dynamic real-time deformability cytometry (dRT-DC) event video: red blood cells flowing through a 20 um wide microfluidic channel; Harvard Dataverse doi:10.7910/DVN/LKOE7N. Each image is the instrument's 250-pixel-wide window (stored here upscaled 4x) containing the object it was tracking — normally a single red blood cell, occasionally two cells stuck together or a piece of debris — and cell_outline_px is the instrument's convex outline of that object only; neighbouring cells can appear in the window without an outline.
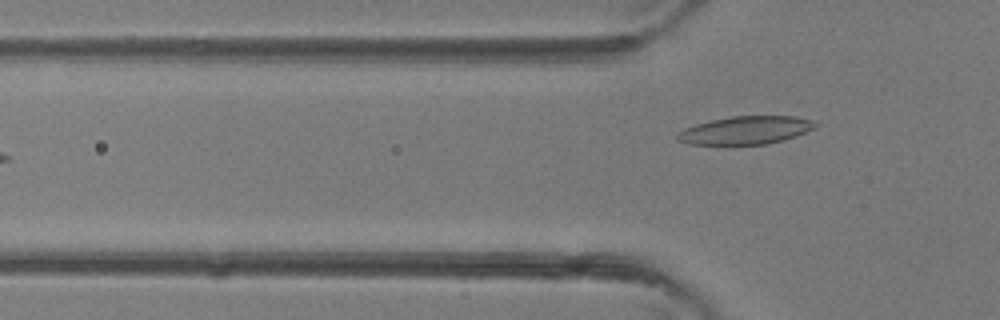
{"species": "common noctule bat (a hibernating species)", "species_latin": "Nyctalus noctula", "temperature_condition": "room temperature", "stored_images_in_passage": 4, "camera_frame_rate_fps": 3000, "um_per_image_px": 0.085, "animal": {"sex": "female"}, "frame": {"image": 1, "passage_image": 4, "time_ms": 1.0, "image_size_px": [1000, 320], "cell_outline_px": [[816, 128], [796, 136], [768, 144], [688, 144], [676, 140], [676, 136], [684, 128], [696, 124], [712, 120], [732, 116], [792, 116], [812, 120], [816, 124]], "centroid_in_image_um": [63.38, 11.07], "position_along_channel_um": 62.4, "area_um2": 22.37}}